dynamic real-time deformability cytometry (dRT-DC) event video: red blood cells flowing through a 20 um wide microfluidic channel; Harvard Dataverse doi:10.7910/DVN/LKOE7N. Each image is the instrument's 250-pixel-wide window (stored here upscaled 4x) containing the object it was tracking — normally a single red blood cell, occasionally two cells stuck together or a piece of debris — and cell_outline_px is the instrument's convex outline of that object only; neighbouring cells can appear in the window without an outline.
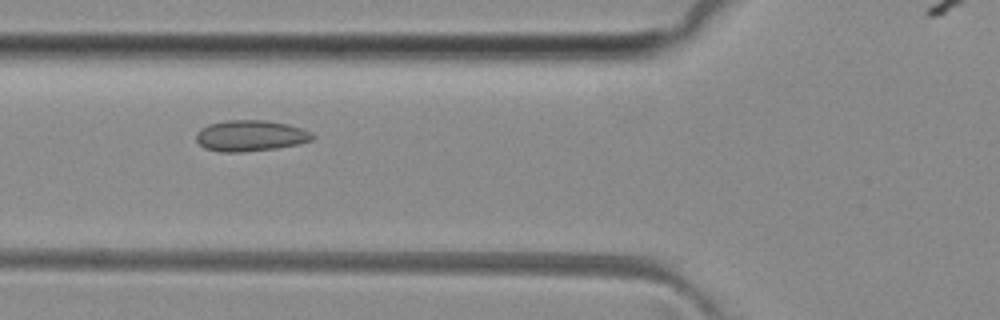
{"species": "common noctule bat (a hibernating species)", "species_latin": "Nyctalus noctula", "temperature_condition": "room temperature", "stored_images_in_passage": 5, "camera_frame_rate_fps": 3000, "um_per_image_px": 0.085, "animal": {"sex": "female", "body_mass_g": 29.2, "forearm_length_mm": 56.3}, "frame": {"image": 1, "passage_image": 3, "time_ms": 2.333, "image_size_px": [1000, 320], "cell_outline_px": [[316, 136], [312, 140], [300, 144], [276, 148], [240, 152], [220, 152], [204, 148], [196, 140], [196, 132], [200, 128], [208, 124], [224, 120], [264, 120], [288, 124], [312, 132]], "centroid_in_image_um": [21.28, 11.53], "position_along_channel_um": 104.5, "area_um2": 21.21}}
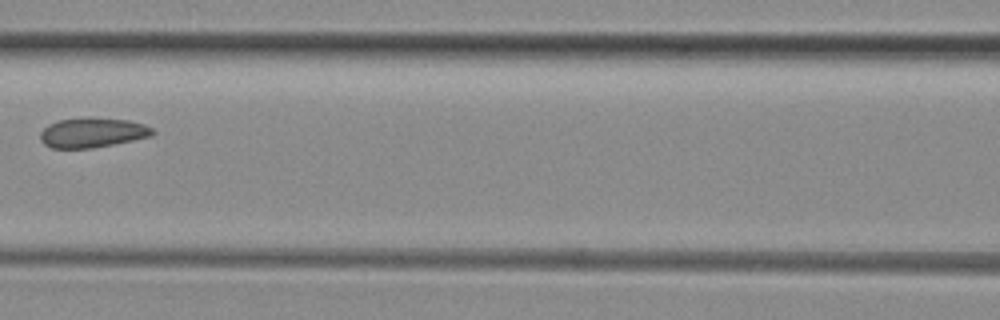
{"frame": {"image": 2, "passage_image": 4, "time_ms": 3.667, "image_size_px": [1000, 320], "cell_outline_px": [[156, 132], [152, 136], [92, 148], [52, 148], [44, 144], [40, 140], [40, 132], [48, 124], [60, 120], [88, 116], [128, 120], [144, 124], [152, 128]], "centroid_in_image_um": [7.85, 11.25], "position_along_channel_um": 158.8, "area_um2": 19.65}}
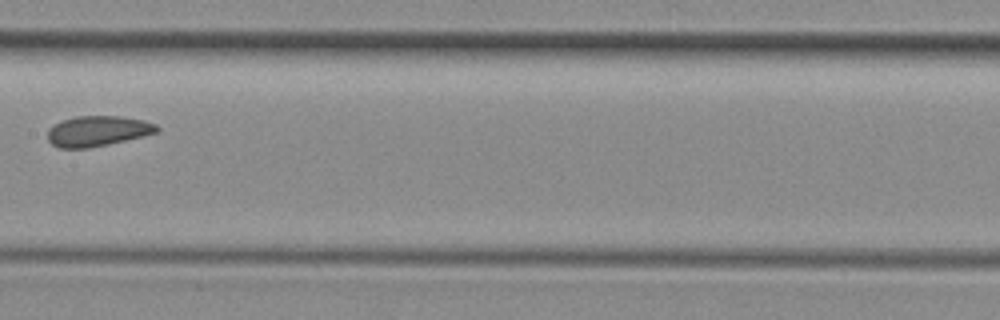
{"frame": {"image": 3, "passage_image": 5, "time_ms": 4.667, "image_size_px": [1000, 320], "cell_outline_px": [[160, 128], [156, 132], [108, 144], [88, 148], [60, 148], [52, 144], [48, 140], [48, 128], [64, 120], [76, 116], [120, 116], [144, 120], [156, 124]], "centroid_in_image_um": [8.28, 11.13], "position_along_channel_um": 199.1, "area_um2": 19.07}}